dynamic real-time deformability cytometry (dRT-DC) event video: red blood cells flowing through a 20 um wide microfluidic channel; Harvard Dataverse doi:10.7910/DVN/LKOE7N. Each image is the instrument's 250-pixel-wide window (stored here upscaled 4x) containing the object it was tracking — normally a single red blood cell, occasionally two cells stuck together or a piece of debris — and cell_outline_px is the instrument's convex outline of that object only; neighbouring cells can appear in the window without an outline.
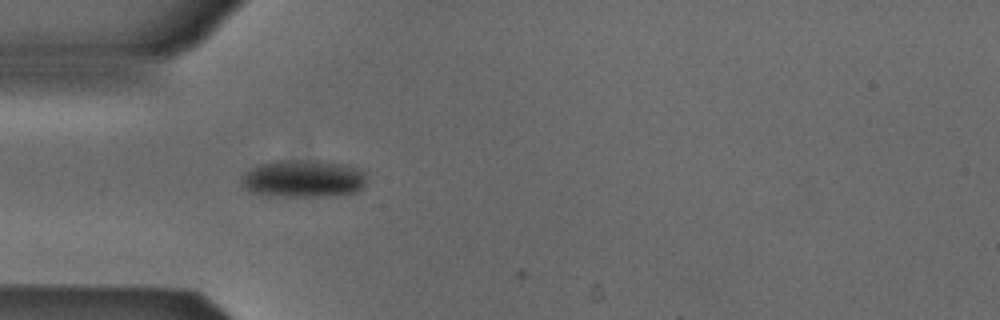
{"species": "Egyptian fruit bat (a non-hibernating species)", "species_latin": "Rousettus aegyptiacus", "temperature_condition": "cold", "stored_images_in_passage": 6, "camera_frame_rate_fps": 3000, "um_per_image_px": 0.085, "animal": {"sex": "male"}, "frame": {"image": 1, "passage_image": 2, "time_ms": 0.333, "image_size_px": [1000, 320], "cell_outline_px": [[364, 184], [360, 188], [352, 192], [320, 196], [288, 196], [252, 192], [244, 188], [240, 184], [240, 180], [256, 164], [276, 160], [324, 160], [348, 164], [360, 168], [364, 172]], "centroid_in_image_um": [25.77, 15.14], "position_along_channel_um": 59.2, "area_um2": 27.17}}